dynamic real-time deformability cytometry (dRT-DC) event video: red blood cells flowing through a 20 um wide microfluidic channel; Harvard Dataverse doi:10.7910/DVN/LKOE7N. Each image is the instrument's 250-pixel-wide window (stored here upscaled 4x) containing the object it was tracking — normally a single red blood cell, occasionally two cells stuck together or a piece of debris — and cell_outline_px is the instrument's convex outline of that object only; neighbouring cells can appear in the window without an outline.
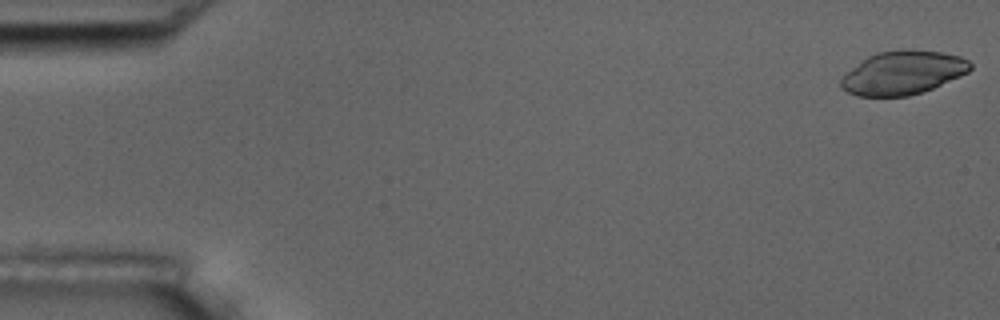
{"species": "common noctule bat (a hibernating species)", "species_latin": "Nyctalus noctula", "temperature_condition": "room temperature", "stored_images_in_passage": 11, "camera_frame_rate_fps": 3000, "um_per_image_px": 0.085, "animal": {"sex": "male", "body_mass_g": 17.5, "forearm_length_mm": 52.3}, "frame": {"image": 1, "passage_image": 1, "time_ms": 0.0, "image_size_px": [1000, 320], "cell_outline_px": [[972, 68], [968, 72], [960, 76], [932, 88], [908, 96], [856, 96], [840, 88], [840, 80], [852, 68], [868, 56], [876, 52], [940, 52], [960, 56], [968, 60], [972, 64]], "centroid_in_image_um": [76.73, 6.22], "position_along_channel_um": 8.3, "area_um2": 31.85}}